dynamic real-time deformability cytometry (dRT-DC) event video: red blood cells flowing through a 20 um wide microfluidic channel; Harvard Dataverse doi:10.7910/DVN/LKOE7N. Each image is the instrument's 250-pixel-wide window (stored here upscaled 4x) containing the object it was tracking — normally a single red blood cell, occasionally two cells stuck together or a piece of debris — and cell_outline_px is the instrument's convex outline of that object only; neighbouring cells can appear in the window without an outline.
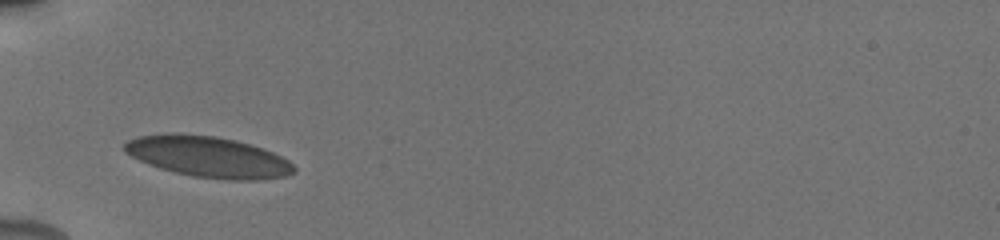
{"species": "human", "species_latin": "Homo sapiens", "temperature_condition": "cold", "stored_images_in_passage": 30, "camera_frame_rate_fps": 3000, "um_per_image_px": 0.085, "donor": {"sex": "male"}, "frame": {"image": 1, "passage_image": 1, "time_ms": 0.0, "image_size_px": [1000, 240], "cell_outline_px": [[296, 172], [284, 176], [260, 180], [228, 180], [192, 176], [160, 168], [148, 164], [124, 152], [124, 144], [128, 140], [140, 136], [168, 132], [180, 132], [216, 136], [236, 140], [264, 148], [288, 160], [296, 168]], "centroid_in_image_um": [17.7, 13.31], "position_along_channel_um": 67.3, "area_um2": 40.69}}
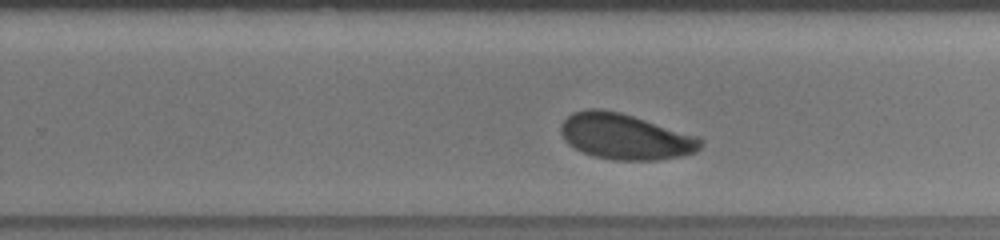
{"frame": {"image": 2, "passage_image": 15, "time_ms": 5.667, "image_size_px": [1000, 240], "cell_outline_px": [[704, 144], [696, 152], [680, 156], [660, 160], [616, 160], [592, 156], [568, 144], [564, 140], [560, 132], [560, 128], [564, 120], [572, 112], [588, 108], [600, 108], [620, 112], [700, 136], [704, 140]], "centroid_in_image_um": [53.17, 11.6], "position_along_channel_um": 276.6, "area_um2": 37.57}}
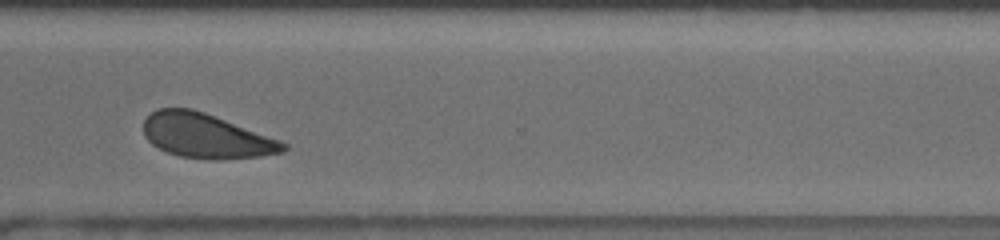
{"frame": {"image": 3, "passage_image": 24, "time_ms": 7.667, "image_size_px": [1000, 240], "cell_outline_px": [[288, 148], [284, 152], [260, 156], [216, 160], [208, 160], [180, 156], [168, 152], [152, 144], [144, 136], [144, 120], [156, 108], [192, 108], [204, 112], [280, 140], [288, 144]], "centroid_in_image_um": [17.52, 11.56], "position_along_channel_um": 353.1, "area_um2": 36.13}, "authors_computed_cell_mechanics": {"area_um2": 37.5122, "velocity_mm_per_s": 3.7982, "shape_relaxation_time_tau1_ms": 3.0054, "shape_relaxation_time_tau2_ms": null, "deformation_change_tau1": 0.1023, "deformation_change_tau2": null}}